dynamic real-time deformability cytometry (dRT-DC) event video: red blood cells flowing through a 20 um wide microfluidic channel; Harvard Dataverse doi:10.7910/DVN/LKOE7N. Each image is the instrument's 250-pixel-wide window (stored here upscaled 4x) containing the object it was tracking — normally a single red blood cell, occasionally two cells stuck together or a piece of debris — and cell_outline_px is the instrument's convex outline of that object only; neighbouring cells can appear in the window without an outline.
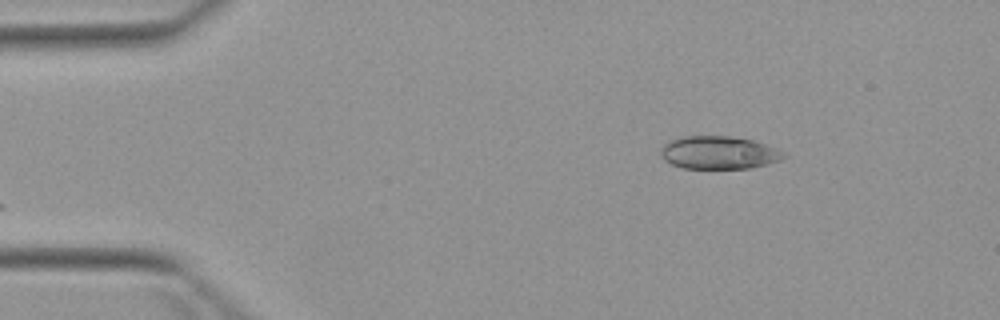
{"species": "Egyptian fruit bat (a non-hibernating species)", "species_latin": "Rousettus aegyptiacus", "temperature_condition": "warm", "stored_images_in_passage": 3, "camera_frame_rate_fps": 3000, "um_per_image_px": 0.085, "animal": {"sex": "female"}, "frame": {"image": 1, "passage_image": 1, "time_ms": 0.0, "image_size_px": [1000, 320], "cell_outline_px": [[788, 156], [780, 160], [768, 164], [748, 168], [680, 168], [664, 160], [660, 152], [660, 148], [668, 140], [680, 136], [728, 136], [752, 140], [776, 148], [784, 152]], "centroid_in_image_um": [61.07, 12.97], "position_along_channel_um": 23.9, "area_um2": 23.7}}